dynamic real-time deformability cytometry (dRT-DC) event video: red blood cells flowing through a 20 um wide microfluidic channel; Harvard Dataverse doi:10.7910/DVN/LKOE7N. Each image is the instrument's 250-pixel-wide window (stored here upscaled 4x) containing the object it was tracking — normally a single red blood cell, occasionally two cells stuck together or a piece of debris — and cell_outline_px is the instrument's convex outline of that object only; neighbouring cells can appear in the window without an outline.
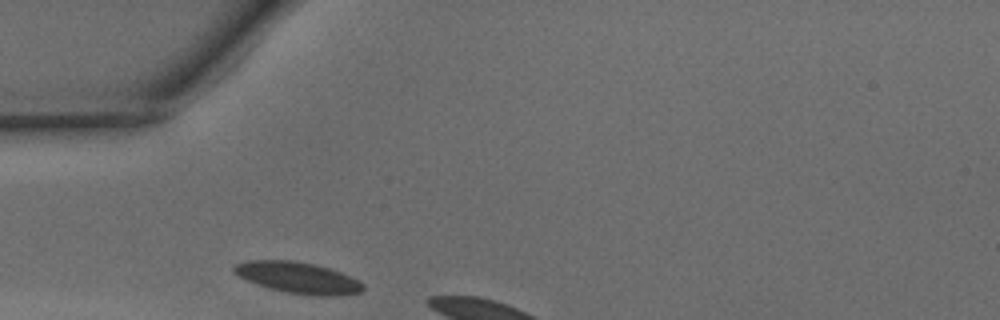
{"species": "common noctule bat (a hibernating species)", "species_latin": "Nyctalus noctula", "temperature_condition": "warm", "stored_images_in_passage": 3, "camera_frame_rate_fps": 3000, "um_per_image_px": 0.085, "animal": {"sex": "male", "body_mass_g": 15.6}, "frame": {"image": 1, "passage_image": 1, "time_ms": 0.0, "image_size_px": [1000, 320], "cell_outline_px": [[364, 288], [360, 292], [340, 296], [316, 296], [288, 292], [268, 288], [244, 280], [232, 272], [232, 268], [236, 264], [244, 260], [292, 260], [316, 264], [340, 272], [360, 280], [364, 284]], "centroid_in_image_um": [25.31, 23.6], "position_along_channel_um": 59.7, "area_um2": 23.81}}